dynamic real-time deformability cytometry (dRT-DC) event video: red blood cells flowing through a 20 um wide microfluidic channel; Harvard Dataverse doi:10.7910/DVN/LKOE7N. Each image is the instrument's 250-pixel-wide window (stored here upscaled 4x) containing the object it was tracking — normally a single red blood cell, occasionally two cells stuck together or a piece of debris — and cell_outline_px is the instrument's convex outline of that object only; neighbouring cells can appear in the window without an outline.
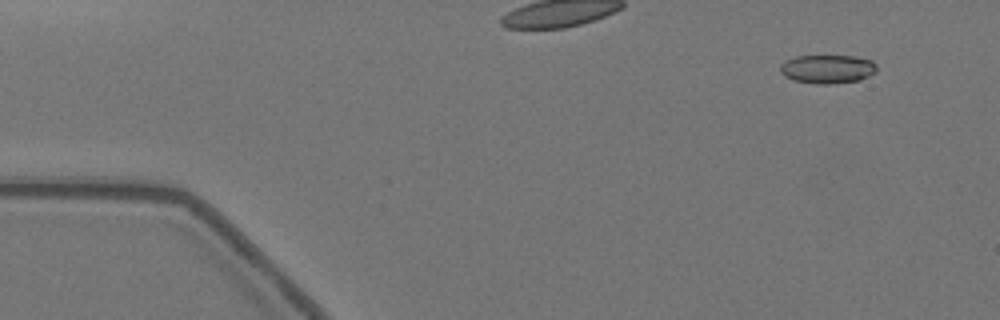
{"species": "Egyptian fruit bat (a non-hibernating species)", "species_latin": "Rousettus aegyptiacus", "temperature_condition": "warm", "stored_images_in_passage": 9, "camera_frame_rate_fps": 3000, "um_per_image_px": 0.085, "animal": {"sex": "female"}, "frame": {"image": 1, "passage_image": 5, "time_ms": 1.333, "image_size_px": [1000, 320], "cell_outline_px": [[876, 72], [860, 80], [828, 84], [816, 84], [792, 80], [784, 76], [780, 72], [780, 64], [784, 60], [796, 56], [852, 56], [872, 60], [876, 64]], "centroid_in_image_um": [70.3, 5.87], "position_along_channel_um": 14.7, "area_um2": 16.24}}